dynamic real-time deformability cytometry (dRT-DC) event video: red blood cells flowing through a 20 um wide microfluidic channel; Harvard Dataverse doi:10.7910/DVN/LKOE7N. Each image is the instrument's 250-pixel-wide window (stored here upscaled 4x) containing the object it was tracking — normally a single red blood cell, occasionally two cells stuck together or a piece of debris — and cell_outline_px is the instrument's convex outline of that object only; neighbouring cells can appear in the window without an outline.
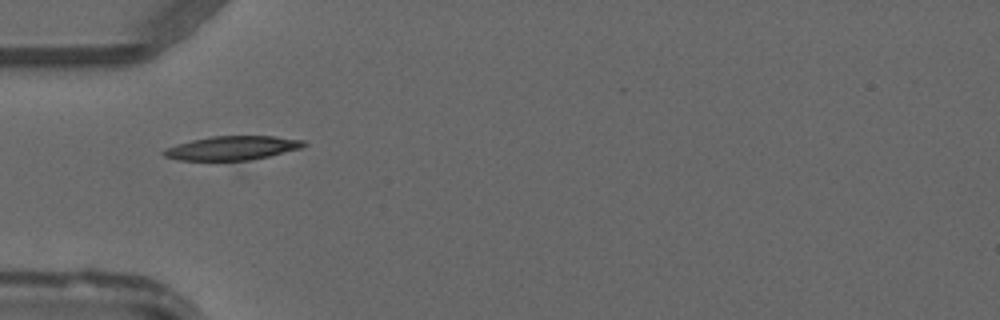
{"species": "common noctule bat (a hibernating species)", "species_latin": "Nyctalus noctula", "temperature_condition": "warm", "stored_images_in_passage": 10, "camera_frame_rate_fps": 3000, "um_per_image_px": 0.085, "animal": {"sex": "male", "forearm_length_mm": 52.5}, "frame": {"image": 1, "passage_image": 7, "time_ms": 2.0, "image_size_px": [1000, 320], "cell_outline_px": [[308, 144], [300, 148], [240, 164], [236, 164], [176, 160], [164, 156], [160, 152], [164, 148], [176, 144], [192, 140], [212, 136], [272, 136], [304, 140]], "centroid_in_image_um": [19.67, 12.65], "position_along_channel_um": 65.3, "area_um2": 20.87}}